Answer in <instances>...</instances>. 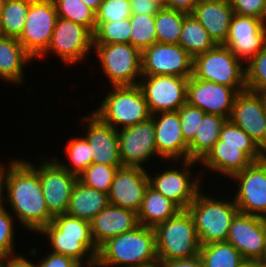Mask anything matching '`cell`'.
I'll list each match as a JSON object with an SVG mask.
<instances>
[{
    "label": "cell",
    "mask_w": 266,
    "mask_h": 267,
    "mask_svg": "<svg viewBox=\"0 0 266 267\" xmlns=\"http://www.w3.org/2000/svg\"><path fill=\"white\" fill-rule=\"evenodd\" d=\"M0 267H37L36 263L26 259V256L12 255L0 259Z\"/></svg>",
    "instance_id": "obj_49"
},
{
    "label": "cell",
    "mask_w": 266,
    "mask_h": 267,
    "mask_svg": "<svg viewBox=\"0 0 266 267\" xmlns=\"http://www.w3.org/2000/svg\"><path fill=\"white\" fill-rule=\"evenodd\" d=\"M259 262L262 265V267H266V244L264 248V253L262 255V258L259 260Z\"/></svg>",
    "instance_id": "obj_54"
},
{
    "label": "cell",
    "mask_w": 266,
    "mask_h": 267,
    "mask_svg": "<svg viewBox=\"0 0 266 267\" xmlns=\"http://www.w3.org/2000/svg\"><path fill=\"white\" fill-rule=\"evenodd\" d=\"M40 261V263H39ZM36 263L37 267H84L73 258L50 252Z\"/></svg>",
    "instance_id": "obj_46"
},
{
    "label": "cell",
    "mask_w": 266,
    "mask_h": 267,
    "mask_svg": "<svg viewBox=\"0 0 266 267\" xmlns=\"http://www.w3.org/2000/svg\"><path fill=\"white\" fill-rule=\"evenodd\" d=\"M204 193L201 189L187 208L193 218L200 246L226 241L232 221L239 213L233 197L231 201L217 200Z\"/></svg>",
    "instance_id": "obj_4"
},
{
    "label": "cell",
    "mask_w": 266,
    "mask_h": 267,
    "mask_svg": "<svg viewBox=\"0 0 266 267\" xmlns=\"http://www.w3.org/2000/svg\"><path fill=\"white\" fill-rule=\"evenodd\" d=\"M82 120L87 128L83 137L88 141L92 163L123 166L119 154L118 131L93 112Z\"/></svg>",
    "instance_id": "obj_23"
},
{
    "label": "cell",
    "mask_w": 266,
    "mask_h": 267,
    "mask_svg": "<svg viewBox=\"0 0 266 267\" xmlns=\"http://www.w3.org/2000/svg\"><path fill=\"white\" fill-rule=\"evenodd\" d=\"M120 167L122 166L92 163L78 175V180L88 187L109 194L115 174Z\"/></svg>",
    "instance_id": "obj_39"
},
{
    "label": "cell",
    "mask_w": 266,
    "mask_h": 267,
    "mask_svg": "<svg viewBox=\"0 0 266 267\" xmlns=\"http://www.w3.org/2000/svg\"><path fill=\"white\" fill-rule=\"evenodd\" d=\"M223 45L244 64L248 63L266 46V22L234 13Z\"/></svg>",
    "instance_id": "obj_17"
},
{
    "label": "cell",
    "mask_w": 266,
    "mask_h": 267,
    "mask_svg": "<svg viewBox=\"0 0 266 267\" xmlns=\"http://www.w3.org/2000/svg\"><path fill=\"white\" fill-rule=\"evenodd\" d=\"M189 78L158 75L142 76L139 81L151 115L178 111L187 103Z\"/></svg>",
    "instance_id": "obj_15"
},
{
    "label": "cell",
    "mask_w": 266,
    "mask_h": 267,
    "mask_svg": "<svg viewBox=\"0 0 266 267\" xmlns=\"http://www.w3.org/2000/svg\"><path fill=\"white\" fill-rule=\"evenodd\" d=\"M199 256L205 267H240L245 259L229 242H213L200 247Z\"/></svg>",
    "instance_id": "obj_32"
},
{
    "label": "cell",
    "mask_w": 266,
    "mask_h": 267,
    "mask_svg": "<svg viewBox=\"0 0 266 267\" xmlns=\"http://www.w3.org/2000/svg\"><path fill=\"white\" fill-rule=\"evenodd\" d=\"M32 0H6L0 10V35L18 38Z\"/></svg>",
    "instance_id": "obj_33"
},
{
    "label": "cell",
    "mask_w": 266,
    "mask_h": 267,
    "mask_svg": "<svg viewBox=\"0 0 266 267\" xmlns=\"http://www.w3.org/2000/svg\"><path fill=\"white\" fill-rule=\"evenodd\" d=\"M139 225L136 211L111 204L90 221L92 238L97 247L107 239L131 231Z\"/></svg>",
    "instance_id": "obj_25"
},
{
    "label": "cell",
    "mask_w": 266,
    "mask_h": 267,
    "mask_svg": "<svg viewBox=\"0 0 266 267\" xmlns=\"http://www.w3.org/2000/svg\"><path fill=\"white\" fill-rule=\"evenodd\" d=\"M246 88L253 92L266 89V46L245 64Z\"/></svg>",
    "instance_id": "obj_40"
},
{
    "label": "cell",
    "mask_w": 266,
    "mask_h": 267,
    "mask_svg": "<svg viewBox=\"0 0 266 267\" xmlns=\"http://www.w3.org/2000/svg\"><path fill=\"white\" fill-rule=\"evenodd\" d=\"M40 233L50 242L51 252L71 257L84 267H95L98 247L89 221L65 213L53 217Z\"/></svg>",
    "instance_id": "obj_3"
},
{
    "label": "cell",
    "mask_w": 266,
    "mask_h": 267,
    "mask_svg": "<svg viewBox=\"0 0 266 267\" xmlns=\"http://www.w3.org/2000/svg\"><path fill=\"white\" fill-rule=\"evenodd\" d=\"M58 17L72 20L87 27L92 33L96 28V13L82 0H53Z\"/></svg>",
    "instance_id": "obj_35"
},
{
    "label": "cell",
    "mask_w": 266,
    "mask_h": 267,
    "mask_svg": "<svg viewBox=\"0 0 266 267\" xmlns=\"http://www.w3.org/2000/svg\"><path fill=\"white\" fill-rule=\"evenodd\" d=\"M88 7H90L95 13L98 11L99 6L103 0H82Z\"/></svg>",
    "instance_id": "obj_51"
},
{
    "label": "cell",
    "mask_w": 266,
    "mask_h": 267,
    "mask_svg": "<svg viewBox=\"0 0 266 267\" xmlns=\"http://www.w3.org/2000/svg\"><path fill=\"white\" fill-rule=\"evenodd\" d=\"M130 19L111 22H96L93 44H130Z\"/></svg>",
    "instance_id": "obj_36"
},
{
    "label": "cell",
    "mask_w": 266,
    "mask_h": 267,
    "mask_svg": "<svg viewBox=\"0 0 266 267\" xmlns=\"http://www.w3.org/2000/svg\"><path fill=\"white\" fill-rule=\"evenodd\" d=\"M156 252L159 265L175 259H186L200 253L199 238L192 216L186 210H180L154 228Z\"/></svg>",
    "instance_id": "obj_5"
},
{
    "label": "cell",
    "mask_w": 266,
    "mask_h": 267,
    "mask_svg": "<svg viewBox=\"0 0 266 267\" xmlns=\"http://www.w3.org/2000/svg\"><path fill=\"white\" fill-rule=\"evenodd\" d=\"M93 33L72 20L57 18L52 38L41 58L54 53L64 64L82 63L93 48Z\"/></svg>",
    "instance_id": "obj_10"
},
{
    "label": "cell",
    "mask_w": 266,
    "mask_h": 267,
    "mask_svg": "<svg viewBox=\"0 0 266 267\" xmlns=\"http://www.w3.org/2000/svg\"><path fill=\"white\" fill-rule=\"evenodd\" d=\"M131 36L130 44L141 52L157 43V34L155 29V15L132 14L130 16Z\"/></svg>",
    "instance_id": "obj_37"
},
{
    "label": "cell",
    "mask_w": 266,
    "mask_h": 267,
    "mask_svg": "<svg viewBox=\"0 0 266 267\" xmlns=\"http://www.w3.org/2000/svg\"><path fill=\"white\" fill-rule=\"evenodd\" d=\"M118 143L123 166L144 168L143 164L149 162L151 157L159 156L155 144L153 116L134 126L119 129Z\"/></svg>",
    "instance_id": "obj_16"
},
{
    "label": "cell",
    "mask_w": 266,
    "mask_h": 267,
    "mask_svg": "<svg viewBox=\"0 0 266 267\" xmlns=\"http://www.w3.org/2000/svg\"><path fill=\"white\" fill-rule=\"evenodd\" d=\"M57 18L53 0L31 1L25 26L17 39L34 60L49 46Z\"/></svg>",
    "instance_id": "obj_11"
},
{
    "label": "cell",
    "mask_w": 266,
    "mask_h": 267,
    "mask_svg": "<svg viewBox=\"0 0 266 267\" xmlns=\"http://www.w3.org/2000/svg\"><path fill=\"white\" fill-rule=\"evenodd\" d=\"M103 73L113 86L139 85L141 51L131 44H93Z\"/></svg>",
    "instance_id": "obj_8"
},
{
    "label": "cell",
    "mask_w": 266,
    "mask_h": 267,
    "mask_svg": "<svg viewBox=\"0 0 266 267\" xmlns=\"http://www.w3.org/2000/svg\"><path fill=\"white\" fill-rule=\"evenodd\" d=\"M227 118L216 114H205L193 141L188 145L189 159L200 162L214 144Z\"/></svg>",
    "instance_id": "obj_30"
},
{
    "label": "cell",
    "mask_w": 266,
    "mask_h": 267,
    "mask_svg": "<svg viewBox=\"0 0 266 267\" xmlns=\"http://www.w3.org/2000/svg\"><path fill=\"white\" fill-rule=\"evenodd\" d=\"M176 162L178 165L180 163L179 166L182 167L179 169H175L176 166L173 168L170 167L164 171H159L154 176H151L148 171L149 185L174 202L181 210H186L188 205L193 202L197 193L201 190L203 173L200 171L195 177L192 176L191 168L194 167L196 163L199 164L198 161L189 159Z\"/></svg>",
    "instance_id": "obj_9"
},
{
    "label": "cell",
    "mask_w": 266,
    "mask_h": 267,
    "mask_svg": "<svg viewBox=\"0 0 266 267\" xmlns=\"http://www.w3.org/2000/svg\"><path fill=\"white\" fill-rule=\"evenodd\" d=\"M148 186V169L122 166L118 168L111 184L109 203L138 212Z\"/></svg>",
    "instance_id": "obj_22"
},
{
    "label": "cell",
    "mask_w": 266,
    "mask_h": 267,
    "mask_svg": "<svg viewBox=\"0 0 266 267\" xmlns=\"http://www.w3.org/2000/svg\"><path fill=\"white\" fill-rule=\"evenodd\" d=\"M3 197H4V194H3V188H2V177H1V173H0V209L3 207Z\"/></svg>",
    "instance_id": "obj_53"
},
{
    "label": "cell",
    "mask_w": 266,
    "mask_h": 267,
    "mask_svg": "<svg viewBox=\"0 0 266 267\" xmlns=\"http://www.w3.org/2000/svg\"><path fill=\"white\" fill-rule=\"evenodd\" d=\"M111 89L100 102L101 106L92 112L117 131L152 116L139 85L113 86Z\"/></svg>",
    "instance_id": "obj_6"
},
{
    "label": "cell",
    "mask_w": 266,
    "mask_h": 267,
    "mask_svg": "<svg viewBox=\"0 0 266 267\" xmlns=\"http://www.w3.org/2000/svg\"><path fill=\"white\" fill-rule=\"evenodd\" d=\"M132 14L155 15L162 7L161 0H130Z\"/></svg>",
    "instance_id": "obj_47"
},
{
    "label": "cell",
    "mask_w": 266,
    "mask_h": 267,
    "mask_svg": "<svg viewBox=\"0 0 266 267\" xmlns=\"http://www.w3.org/2000/svg\"><path fill=\"white\" fill-rule=\"evenodd\" d=\"M205 114L201 109L190 106L188 103L179 108L178 116L181 123V131L188 145L193 141Z\"/></svg>",
    "instance_id": "obj_41"
},
{
    "label": "cell",
    "mask_w": 266,
    "mask_h": 267,
    "mask_svg": "<svg viewBox=\"0 0 266 267\" xmlns=\"http://www.w3.org/2000/svg\"><path fill=\"white\" fill-rule=\"evenodd\" d=\"M95 267H160L154 229L139 225L107 239L98 247Z\"/></svg>",
    "instance_id": "obj_2"
},
{
    "label": "cell",
    "mask_w": 266,
    "mask_h": 267,
    "mask_svg": "<svg viewBox=\"0 0 266 267\" xmlns=\"http://www.w3.org/2000/svg\"><path fill=\"white\" fill-rule=\"evenodd\" d=\"M240 267H262L259 261L245 260Z\"/></svg>",
    "instance_id": "obj_52"
},
{
    "label": "cell",
    "mask_w": 266,
    "mask_h": 267,
    "mask_svg": "<svg viewBox=\"0 0 266 267\" xmlns=\"http://www.w3.org/2000/svg\"><path fill=\"white\" fill-rule=\"evenodd\" d=\"M199 0H162V6L191 14Z\"/></svg>",
    "instance_id": "obj_48"
},
{
    "label": "cell",
    "mask_w": 266,
    "mask_h": 267,
    "mask_svg": "<svg viewBox=\"0 0 266 267\" xmlns=\"http://www.w3.org/2000/svg\"><path fill=\"white\" fill-rule=\"evenodd\" d=\"M6 0H0V10L4 6Z\"/></svg>",
    "instance_id": "obj_56"
},
{
    "label": "cell",
    "mask_w": 266,
    "mask_h": 267,
    "mask_svg": "<svg viewBox=\"0 0 266 267\" xmlns=\"http://www.w3.org/2000/svg\"><path fill=\"white\" fill-rule=\"evenodd\" d=\"M262 159L263 150L259 146L222 145V141L218 140L199 165L230 179L237 172Z\"/></svg>",
    "instance_id": "obj_21"
},
{
    "label": "cell",
    "mask_w": 266,
    "mask_h": 267,
    "mask_svg": "<svg viewBox=\"0 0 266 267\" xmlns=\"http://www.w3.org/2000/svg\"><path fill=\"white\" fill-rule=\"evenodd\" d=\"M222 145L258 146L256 142L240 127L227 119L219 134Z\"/></svg>",
    "instance_id": "obj_44"
},
{
    "label": "cell",
    "mask_w": 266,
    "mask_h": 267,
    "mask_svg": "<svg viewBox=\"0 0 266 267\" xmlns=\"http://www.w3.org/2000/svg\"><path fill=\"white\" fill-rule=\"evenodd\" d=\"M263 159L266 161V148L263 150Z\"/></svg>",
    "instance_id": "obj_57"
},
{
    "label": "cell",
    "mask_w": 266,
    "mask_h": 267,
    "mask_svg": "<svg viewBox=\"0 0 266 267\" xmlns=\"http://www.w3.org/2000/svg\"><path fill=\"white\" fill-rule=\"evenodd\" d=\"M226 241L245 260L259 261L266 244V219L239 212L232 221Z\"/></svg>",
    "instance_id": "obj_20"
},
{
    "label": "cell",
    "mask_w": 266,
    "mask_h": 267,
    "mask_svg": "<svg viewBox=\"0 0 266 267\" xmlns=\"http://www.w3.org/2000/svg\"><path fill=\"white\" fill-rule=\"evenodd\" d=\"M34 59L17 38L0 35V79L9 84L25 82L24 69Z\"/></svg>",
    "instance_id": "obj_27"
},
{
    "label": "cell",
    "mask_w": 266,
    "mask_h": 267,
    "mask_svg": "<svg viewBox=\"0 0 266 267\" xmlns=\"http://www.w3.org/2000/svg\"><path fill=\"white\" fill-rule=\"evenodd\" d=\"M2 188L11 211L22 227L38 234L53 219L49 213L38 173L23 159H12L5 168L0 162ZM7 191V192H5Z\"/></svg>",
    "instance_id": "obj_1"
},
{
    "label": "cell",
    "mask_w": 266,
    "mask_h": 267,
    "mask_svg": "<svg viewBox=\"0 0 266 267\" xmlns=\"http://www.w3.org/2000/svg\"><path fill=\"white\" fill-rule=\"evenodd\" d=\"M142 76L190 78L193 58L179 44L154 43L141 52Z\"/></svg>",
    "instance_id": "obj_13"
},
{
    "label": "cell",
    "mask_w": 266,
    "mask_h": 267,
    "mask_svg": "<svg viewBox=\"0 0 266 267\" xmlns=\"http://www.w3.org/2000/svg\"><path fill=\"white\" fill-rule=\"evenodd\" d=\"M260 94L262 95L263 100H264V102H265V106H266V89L263 90V91H261Z\"/></svg>",
    "instance_id": "obj_55"
},
{
    "label": "cell",
    "mask_w": 266,
    "mask_h": 267,
    "mask_svg": "<svg viewBox=\"0 0 266 267\" xmlns=\"http://www.w3.org/2000/svg\"><path fill=\"white\" fill-rule=\"evenodd\" d=\"M264 150L266 148V106L259 92L244 90L234 100L229 118Z\"/></svg>",
    "instance_id": "obj_19"
},
{
    "label": "cell",
    "mask_w": 266,
    "mask_h": 267,
    "mask_svg": "<svg viewBox=\"0 0 266 267\" xmlns=\"http://www.w3.org/2000/svg\"><path fill=\"white\" fill-rule=\"evenodd\" d=\"M187 13L162 6L155 14L157 43L178 44Z\"/></svg>",
    "instance_id": "obj_34"
},
{
    "label": "cell",
    "mask_w": 266,
    "mask_h": 267,
    "mask_svg": "<svg viewBox=\"0 0 266 267\" xmlns=\"http://www.w3.org/2000/svg\"><path fill=\"white\" fill-rule=\"evenodd\" d=\"M230 179L236 181L233 199L239 212L266 219V161L253 162Z\"/></svg>",
    "instance_id": "obj_14"
},
{
    "label": "cell",
    "mask_w": 266,
    "mask_h": 267,
    "mask_svg": "<svg viewBox=\"0 0 266 267\" xmlns=\"http://www.w3.org/2000/svg\"><path fill=\"white\" fill-rule=\"evenodd\" d=\"M216 44H224L234 15L227 0H199L191 13Z\"/></svg>",
    "instance_id": "obj_26"
},
{
    "label": "cell",
    "mask_w": 266,
    "mask_h": 267,
    "mask_svg": "<svg viewBox=\"0 0 266 267\" xmlns=\"http://www.w3.org/2000/svg\"><path fill=\"white\" fill-rule=\"evenodd\" d=\"M181 209L150 185L147 187L141 208L137 212L140 225L154 228L175 216Z\"/></svg>",
    "instance_id": "obj_29"
},
{
    "label": "cell",
    "mask_w": 266,
    "mask_h": 267,
    "mask_svg": "<svg viewBox=\"0 0 266 267\" xmlns=\"http://www.w3.org/2000/svg\"><path fill=\"white\" fill-rule=\"evenodd\" d=\"M7 210L5 206L0 209V259L15 255V218Z\"/></svg>",
    "instance_id": "obj_43"
},
{
    "label": "cell",
    "mask_w": 266,
    "mask_h": 267,
    "mask_svg": "<svg viewBox=\"0 0 266 267\" xmlns=\"http://www.w3.org/2000/svg\"><path fill=\"white\" fill-rule=\"evenodd\" d=\"M178 44L182 46L193 59L217 45L206 29L192 14H187L184 17Z\"/></svg>",
    "instance_id": "obj_31"
},
{
    "label": "cell",
    "mask_w": 266,
    "mask_h": 267,
    "mask_svg": "<svg viewBox=\"0 0 266 267\" xmlns=\"http://www.w3.org/2000/svg\"><path fill=\"white\" fill-rule=\"evenodd\" d=\"M239 92L229 86L195 78L187 83V103L206 114L230 118L234 100Z\"/></svg>",
    "instance_id": "obj_18"
},
{
    "label": "cell",
    "mask_w": 266,
    "mask_h": 267,
    "mask_svg": "<svg viewBox=\"0 0 266 267\" xmlns=\"http://www.w3.org/2000/svg\"><path fill=\"white\" fill-rule=\"evenodd\" d=\"M131 15L130 0H103L96 12V22L120 21Z\"/></svg>",
    "instance_id": "obj_42"
},
{
    "label": "cell",
    "mask_w": 266,
    "mask_h": 267,
    "mask_svg": "<svg viewBox=\"0 0 266 267\" xmlns=\"http://www.w3.org/2000/svg\"><path fill=\"white\" fill-rule=\"evenodd\" d=\"M109 204L108 194L77 180L72 189L66 214L90 222Z\"/></svg>",
    "instance_id": "obj_28"
},
{
    "label": "cell",
    "mask_w": 266,
    "mask_h": 267,
    "mask_svg": "<svg viewBox=\"0 0 266 267\" xmlns=\"http://www.w3.org/2000/svg\"><path fill=\"white\" fill-rule=\"evenodd\" d=\"M234 13L260 18L266 22V0H227Z\"/></svg>",
    "instance_id": "obj_45"
},
{
    "label": "cell",
    "mask_w": 266,
    "mask_h": 267,
    "mask_svg": "<svg viewBox=\"0 0 266 267\" xmlns=\"http://www.w3.org/2000/svg\"><path fill=\"white\" fill-rule=\"evenodd\" d=\"M67 153L66 156L69 158V164L61 162L58 158H54L63 168H65L70 173L75 175H79L86 168H88L92 164V154L90 151V147L88 141L82 137H74L66 144ZM72 165V167H71Z\"/></svg>",
    "instance_id": "obj_38"
},
{
    "label": "cell",
    "mask_w": 266,
    "mask_h": 267,
    "mask_svg": "<svg viewBox=\"0 0 266 267\" xmlns=\"http://www.w3.org/2000/svg\"><path fill=\"white\" fill-rule=\"evenodd\" d=\"M244 63L226 46L217 44L209 51L193 59V76L198 79L246 90V70Z\"/></svg>",
    "instance_id": "obj_7"
},
{
    "label": "cell",
    "mask_w": 266,
    "mask_h": 267,
    "mask_svg": "<svg viewBox=\"0 0 266 267\" xmlns=\"http://www.w3.org/2000/svg\"><path fill=\"white\" fill-rule=\"evenodd\" d=\"M47 158L38 166L26 162L38 173L47 209L55 217L66 213L78 176L63 168L54 157Z\"/></svg>",
    "instance_id": "obj_12"
},
{
    "label": "cell",
    "mask_w": 266,
    "mask_h": 267,
    "mask_svg": "<svg viewBox=\"0 0 266 267\" xmlns=\"http://www.w3.org/2000/svg\"><path fill=\"white\" fill-rule=\"evenodd\" d=\"M160 267H205L201 257L195 256L186 259H175L163 262Z\"/></svg>",
    "instance_id": "obj_50"
},
{
    "label": "cell",
    "mask_w": 266,
    "mask_h": 267,
    "mask_svg": "<svg viewBox=\"0 0 266 267\" xmlns=\"http://www.w3.org/2000/svg\"><path fill=\"white\" fill-rule=\"evenodd\" d=\"M152 116L159 158L173 164L175 161L189 160V148L183 138L178 111L159 112Z\"/></svg>",
    "instance_id": "obj_24"
}]
</instances>
